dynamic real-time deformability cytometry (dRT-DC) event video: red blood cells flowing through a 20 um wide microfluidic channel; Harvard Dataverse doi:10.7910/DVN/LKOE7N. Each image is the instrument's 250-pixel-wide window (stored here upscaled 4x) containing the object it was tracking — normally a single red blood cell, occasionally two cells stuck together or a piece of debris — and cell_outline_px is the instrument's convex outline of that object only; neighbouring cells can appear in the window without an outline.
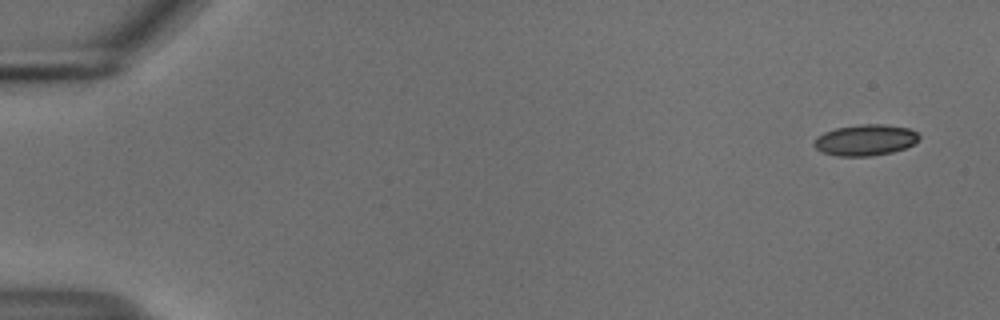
{"species": "common noctule bat (a hibernating species)", "species_latin": "Nyctalus noctula", "temperature_condition": "cold", "stored_images_in_passage": 54, "camera_frame_rate_fps": 3000, "um_per_image_px": 0.085, "animal": {"sex": "male", "body_mass_g": 18.8}, "frame": {"image": 1, "passage_image": 1, "time_ms": 0.0, "image_size_px": [1000, 320], "cell_outline_px": [[920, 140], [904, 148], [892, 152], [872, 156], [836, 156], [824, 152], [816, 148], [812, 144], [816, 136], [824, 132], [836, 128], [860, 124], [880, 124], [908, 128], [916, 132], [920, 136]], "centroid_in_image_um": [73.54, 11.9], "position_along_channel_um": 11.5, "area_um2": 19.02}}
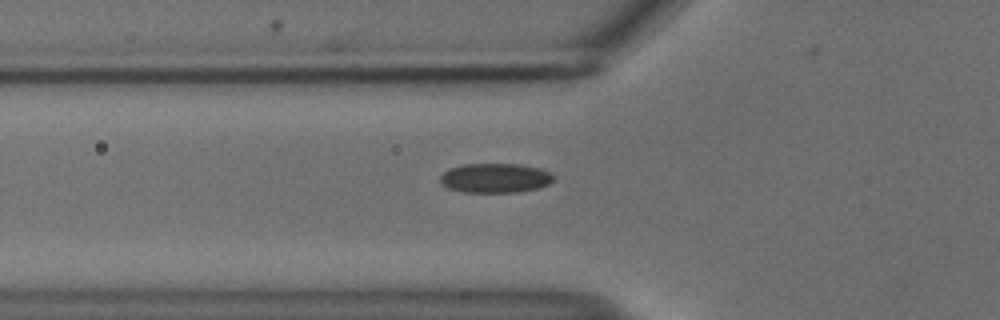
{"frame": {"image": 2, "passage_image": 18, "time_ms": 5.667, "image_size_px": [1000, 320], "cell_outline_px": [[552, 180], [548, 184], [536, 188], [516, 192], [464, 192], [448, 188], [440, 180], [440, 176], [448, 168], [464, 164], [520, 164], [540, 168], [552, 172]], "centroid_in_image_um": [42.08, 15.12], "position_along_channel_um": 83.7, "area_um2": 19.36}}
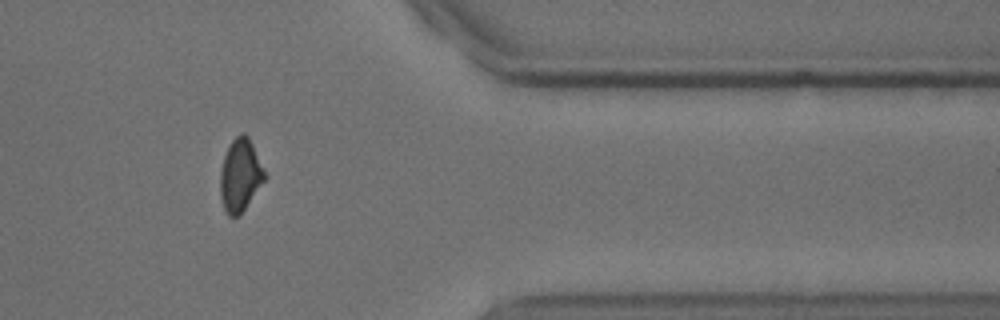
{"frame": {"image": 3, "passage_image": 44, "time_ms": 14.333, "image_size_px": [1000, 320], "cell_outline_px": [[264, 180], [240, 216], [228, 216], [224, 208], [220, 196], [220, 172], [224, 156], [232, 140], [240, 132], [244, 132], [248, 136], [252, 144], [264, 172]], "centroid_in_image_um": [20.38, 14.91], "position_along_channel_um": 391.0, "area_um2": 18.44}, "authors_computed_cell_mechanics": {"area_um2": 19.1607, "velocity_mm_per_s": 3.7142, "shape_relaxation_time_tau1_ms": 7.2027, "shape_relaxation_time_tau2_ms": 6.1555, "deformation_change_tau1": 0.1272, "deformation_change_tau2": 0.0909}}